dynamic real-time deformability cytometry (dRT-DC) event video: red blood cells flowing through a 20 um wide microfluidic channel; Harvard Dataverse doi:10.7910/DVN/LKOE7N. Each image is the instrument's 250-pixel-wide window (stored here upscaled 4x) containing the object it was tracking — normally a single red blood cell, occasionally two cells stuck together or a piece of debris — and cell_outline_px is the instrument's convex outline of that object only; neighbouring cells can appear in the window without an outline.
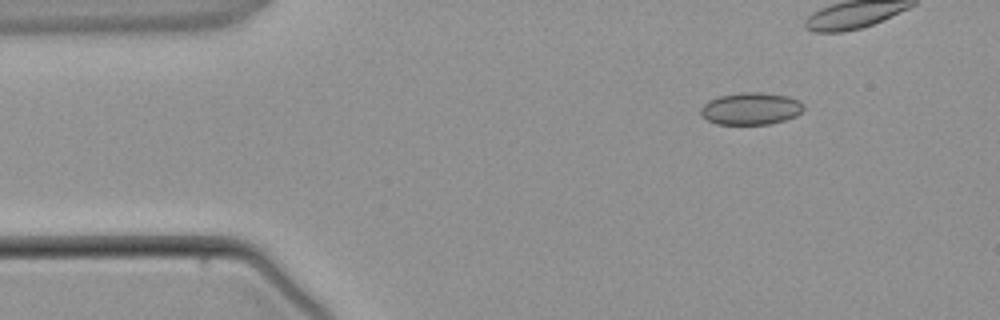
{"species": "common noctule bat (a hibernating species)", "species_latin": "Nyctalus noctula", "temperature_condition": "warm", "stored_images_in_passage": 4, "camera_frame_rate_fps": 3000, "um_per_image_px": 0.085, "animal": {"sex": "male", "body_mass_g": 21.5, "forearm_length_mm": 52.0}, "frame": {"image": 1, "passage_image": 1, "time_ms": 0.0, "image_size_px": [1000, 320], "cell_outline_px": [[804, 108], [796, 116], [784, 120], [768, 124], [716, 124], [708, 120], [700, 112], [700, 108], [708, 100], [720, 96], [740, 92], [760, 92], [788, 96], [800, 100], [804, 104]], "centroid_in_image_um": [63.84, 9.22], "position_along_channel_um": 21.2, "area_um2": 19.31}}
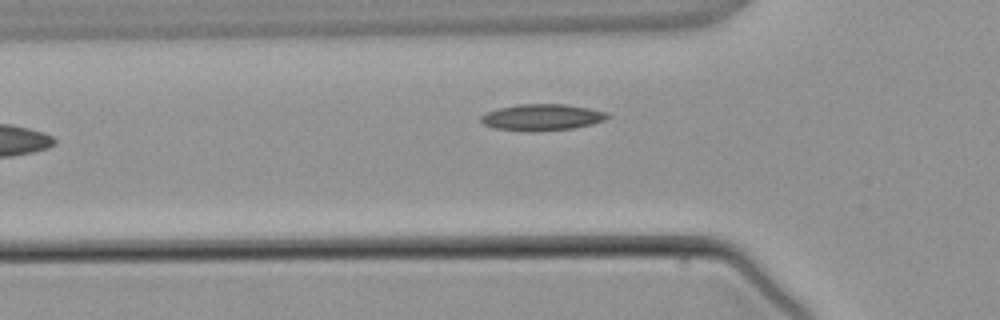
{"frame": {"image": 2, "passage_image": 4, "time_ms": 3.667, "image_size_px": [1000, 320], "cell_outline_px": [[612, 116], [608, 120], [576, 128], [540, 132], [532, 132], [496, 128], [484, 124], [480, 120], [480, 116], [488, 112], [500, 108], [520, 104], [564, 104], [588, 108], [608, 112]], "centroid_in_image_um": [46.15, 9.98], "position_along_channel_um": 79.6, "area_um2": 19.71}}